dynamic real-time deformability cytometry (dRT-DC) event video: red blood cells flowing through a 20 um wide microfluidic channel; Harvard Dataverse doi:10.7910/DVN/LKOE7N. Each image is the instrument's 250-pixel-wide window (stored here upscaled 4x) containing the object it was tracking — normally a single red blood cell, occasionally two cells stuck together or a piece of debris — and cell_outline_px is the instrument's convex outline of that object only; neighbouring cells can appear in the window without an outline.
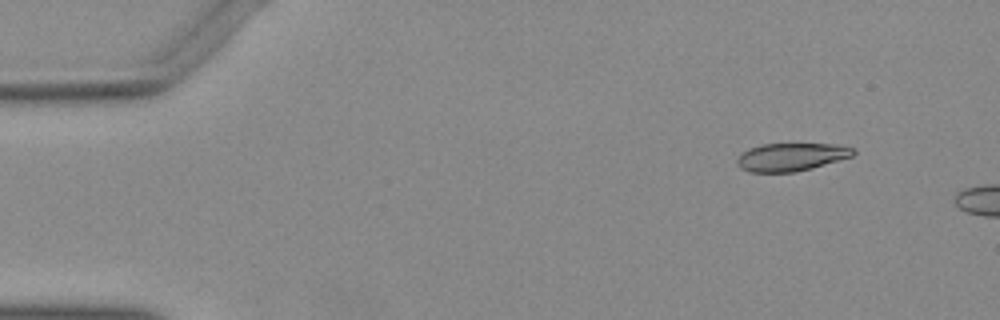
{"species": "Egyptian fruit bat (a non-hibernating species)", "species_latin": "Rousettus aegyptiacus", "temperature_condition": "warm", "stored_images_in_passage": 6, "camera_frame_rate_fps": 3000, "um_per_image_px": 0.085, "animal": {"sex": "female"}, "frame": {"image": 1, "passage_image": 2, "time_ms": 0.333, "image_size_px": [1000, 320], "cell_outline_px": [[856, 152], [852, 156], [812, 168], [792, 172], [748, 172], [740, 168], [736, 164], [736, 160], [748, 148], [760, 144], [832, 144], [856, 148]], "centroid_in_image_um": [67.23, 13.34], "position_along_channel_um": 17.8, "area_um2": 18.9}}